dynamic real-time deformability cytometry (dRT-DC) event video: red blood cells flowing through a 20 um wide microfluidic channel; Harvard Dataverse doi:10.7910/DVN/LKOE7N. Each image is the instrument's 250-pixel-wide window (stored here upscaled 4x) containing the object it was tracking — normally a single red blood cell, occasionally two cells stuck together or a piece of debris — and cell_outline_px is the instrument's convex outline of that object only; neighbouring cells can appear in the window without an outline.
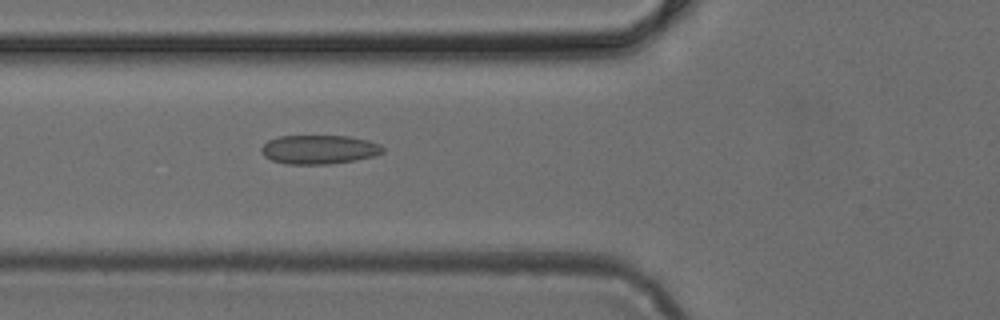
{"species": "common noctule bat (a hibernating species)", "species_latin": "Nyctalus noctula", "temperature_condition": "cold", "stored_images_in_passage": 35, "camera_frame_rate_fps": 3000, "um_per_image_px": 0.085, "animal": {"sex": "female", "body_mass_g": 24.6, "forearm_length_mm": 56.2}, "frame": {"image": 1, "passage_image": 4, "time_ms": 1.0, "image_size_px": [1000, 320], "cell_outline_px": [[384, 152], [372, 156], [356, 160], [328, 164], [288, 164], [272, 160], [264, 156], [260, 152], [260, 148], [268, 140], [280, 136], [348, 136], [368, 140], [380, 144], [384, 148]], "centroid_in_image_um": [27.11, 12.7], "position_along_channel_um": 98.7, "area_um2": 20.52}}
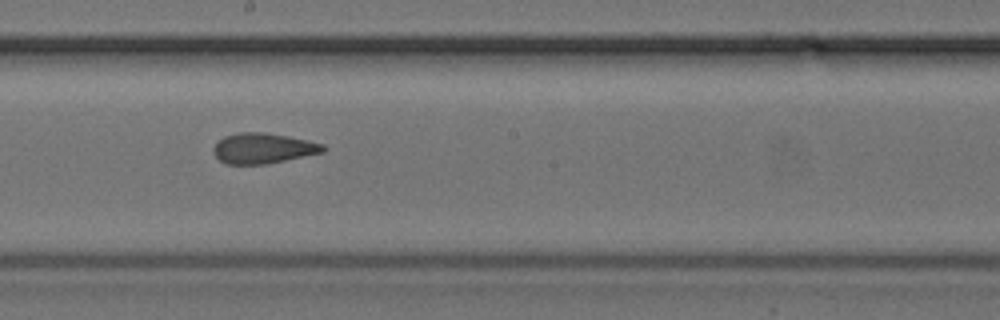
{"frame": {"image": 2, "passage_image": 13, "time_ms": 4.0, "image_size_px": [1000, 320], "cell_outline_px": [[328, 148], [324, 152], [264, 164], [224, 164], [212, 152], [212, 148], [224, 136], [240, 132], [264, 132], [288, 136], [324, 144]], "centroid_in_image_um": [22.36, 12.6], "position_along_channel_um": 225.8, "area_um2": 19.36}}
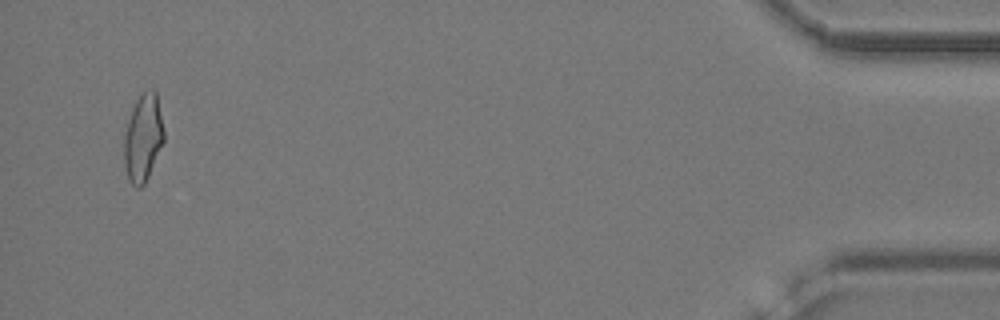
{"frame": {"image": 3, "passage_image": 33, "time_ms": 10.667, "image_size_px": [1000, 320], "cell_outline_px": [[164, 140], [148, 176], [144, 184], [140, 188], [136, 188], [128, 180], [124, 164], [124, 132], [132, 108], [136, 100], [144, 92], [152, 88], [156, 88], [164, 128]], "centroid_in_image_um": [12.16, 11.69], "position_along_channel_um": 423.0, "area_um2": 20.4}}